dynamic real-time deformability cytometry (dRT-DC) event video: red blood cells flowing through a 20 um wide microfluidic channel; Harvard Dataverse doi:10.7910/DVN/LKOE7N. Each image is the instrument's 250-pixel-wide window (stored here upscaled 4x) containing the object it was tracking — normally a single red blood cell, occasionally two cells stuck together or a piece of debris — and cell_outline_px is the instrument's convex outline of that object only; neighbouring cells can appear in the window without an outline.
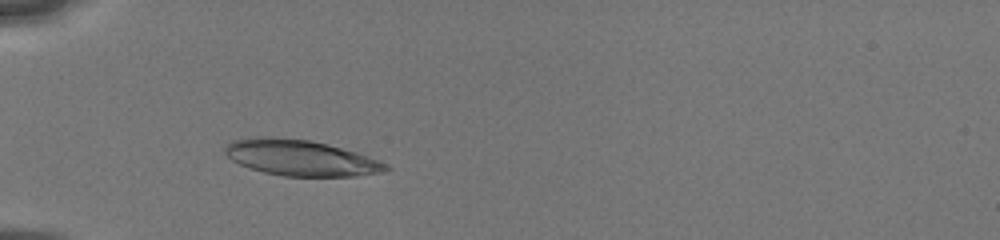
{"species": "human", "species_latin": "Homo sapiens", "temperature_condition": "cold", "stored_images_in_passage": 29, "camera_frame_rate_fps": 3000, "um_per_image_px": 0.085, "donor": {"sex": "male"}, "frame": {"image": 1, "passage_image": 8, "time_ms": 2.667, "image_size_px": [1000, 240], "cell_outline_px": [[392, 168], [380, 172], [352, 176], [284, 176], [264, 172], [240, 164], [232, 160], [224, 152], [224, 148], [232, 140], [256, 136], [264, 136], [308, 140], [328, 144], [356, 152], [376, 160]], "centroid_in_image_um": [25.5, 13.4], "position_along_channel_um": 59.5, "area_um2": 33.12}}
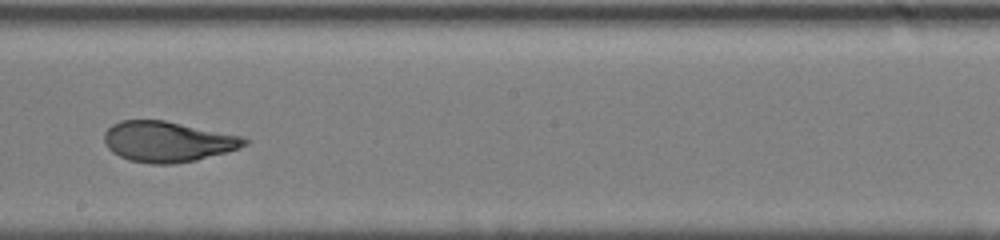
{"frame": {"image": 2, "passage_image": 21, "time_ms": 7.333, "image_size_px": [1000, 240], "cell_outline_px": [[248, 144], [240, 148], [196, 160], [172, 164], [152, 164], [128, 160], [112, 152], [108, 148], [104, 140], [104, 132], [112, 124], [120, 120], [164, 120], [244, 136], [248, 140]], "centroid_in_image_um": [14.25, 12.03], "position_along_channel_um": 233.9, "area_um2": 33.23}}
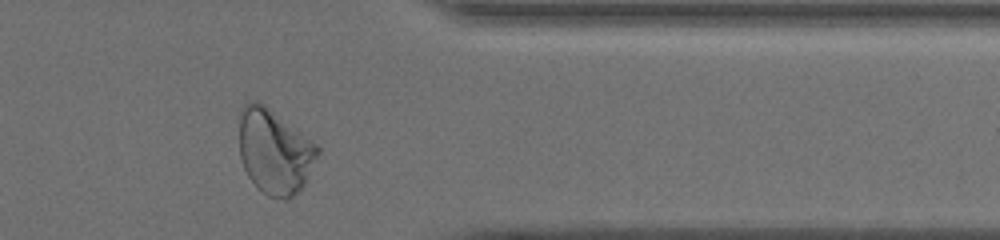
{"frame": {"image": 3, "passage_image": 28, "time_ms": 11.333, "image_size_px": [1000, 240], "cell_outline_px": [[320, 152], [304, 184], [292, 196], [284, 200], [268, 196], [256, 188], [248, 176], [244, 168], [240, 156], [240, 108], [248, 100], [256, 100], [264, 104], [316, 144], [320, 148]], "centroid_in_image_um": [23.31, 12.88], "position_along_channel_um": 388.1, "area_um2": 38.55}, "authors_computed_cell_mechanics": {"area_um2": 33.4662, "velocity_mm_per_s": 4.0214, "shape_relaxation_time_tau1_ms": 5.3343, "shape_relaxation_time_tau2_ms": 0.6458, "deformation_change_tau1": 0.2003, "deformation_change_tau2": 0.0504}}